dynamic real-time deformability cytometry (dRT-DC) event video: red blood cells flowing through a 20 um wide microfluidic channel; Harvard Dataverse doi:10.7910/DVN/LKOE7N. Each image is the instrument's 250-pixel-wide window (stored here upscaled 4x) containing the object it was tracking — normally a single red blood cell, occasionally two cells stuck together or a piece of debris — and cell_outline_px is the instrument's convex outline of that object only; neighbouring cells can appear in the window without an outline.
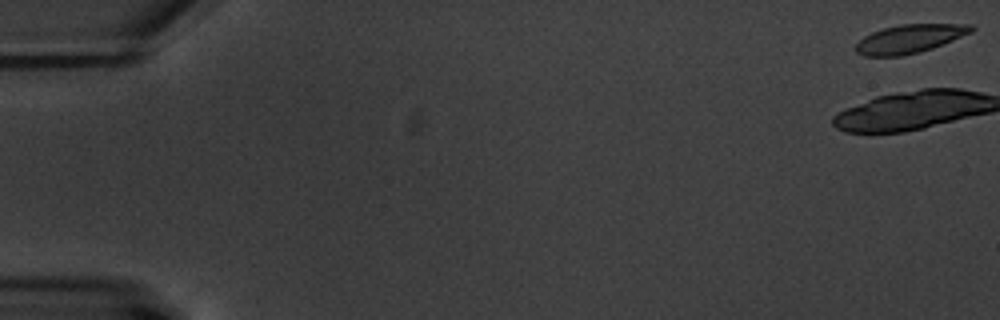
{"species": "common noctule bat (a hibernating species)", "species_latin": "Nyctalus noctula", "temperature_condition": "warm", "stored_images_in_passage": 5, "camera_frame_rate_fps": 3000, "um_per_image_px": 0.085, "animal": {"sex": "male", "body_mass_g": 20.1, "forearm_length_mm": 53.5}, "frame": {"image": 1, "passage_image": 1, "time_ms": 0.0, "image_size_px": [1000, 320], "cell_outline_px": [[976, 28], [972, 32], [932, 48], [920, 52], [900, 56], [864, 56], [856, 52], [856, 44], [864, 36], [872, 32], [884, 28], [900, 24], [972, 24]], "centroid_in_image_um": [77.32, 3.29], "position_along_channel_um": 7.7, "area_um2": 19.13}}